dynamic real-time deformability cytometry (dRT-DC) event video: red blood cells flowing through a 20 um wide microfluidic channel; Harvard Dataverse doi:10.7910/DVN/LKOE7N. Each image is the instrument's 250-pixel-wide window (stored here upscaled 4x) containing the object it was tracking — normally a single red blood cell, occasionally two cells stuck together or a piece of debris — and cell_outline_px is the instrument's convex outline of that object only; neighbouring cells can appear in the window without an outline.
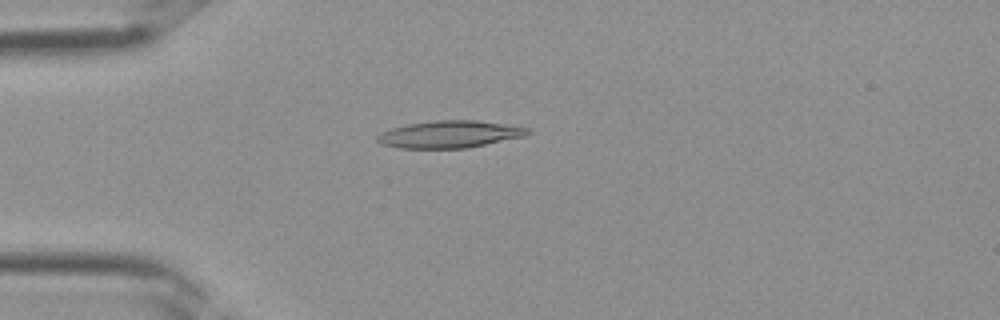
{"species": "Egyptian fruit bat (a non-hibernating species)", "species_latin": "Rousettus aegyptiacus", "temperature_condition": "room temperature", "stored_images_in_passage": 3, "camera_frame_rate_fps": 3000, "um_per_image_px": 0.085, "frame": {"image": 1, "passage_image": 3, "time_ms": 0.667, "image_size_px": [1000, 320], "cell_outline_px": [[532, 132], [524, 136], [468, 148], [400, 148], [380, 144], [376, 140], [376, 136], [392, 128], [408, 124], [436, 120], [476, 120], [504, 124], [528, 128]], "centroid_in_image_um": [38.21, 11.42], "position_along_channel_um": 46.8, "area_um2": 23.64}}